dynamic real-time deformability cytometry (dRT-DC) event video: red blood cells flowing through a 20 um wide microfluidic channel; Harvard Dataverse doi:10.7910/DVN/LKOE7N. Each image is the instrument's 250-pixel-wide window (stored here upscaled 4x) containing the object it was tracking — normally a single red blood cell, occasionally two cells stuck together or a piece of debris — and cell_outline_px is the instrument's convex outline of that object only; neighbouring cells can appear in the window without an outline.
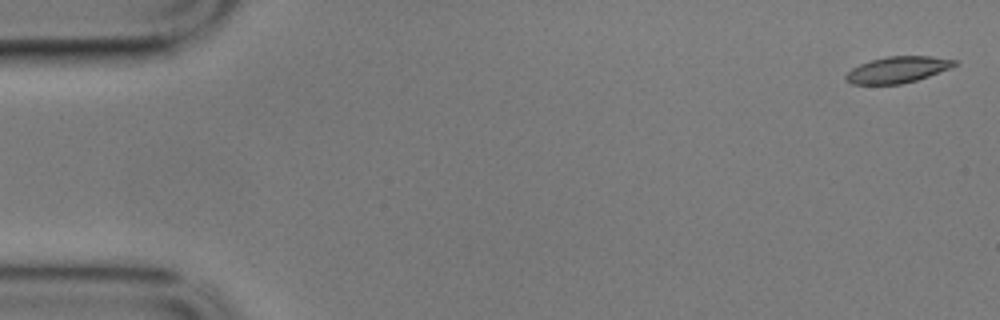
{"species": "common noctule bat (a hibernating species)", "species_latin": "Nyctalus noctula", "temperature_condition": "cold", "stored_images_in_passage": 5, "camera_frame_rate_fps": 3000, "um_per_image_px": 0.085, "animal": {"sex": "male", "body_mass_g": 17.9}, "frame": {"image": 1, "passage_image": 1, "time_ms": 0.0, "image_size_px": [1000, 320], "cell_outline_px": [[956, 64], [948, 68], [928, 76], [916, 80], [900, 84], [852, 84], [844, 76], [852, 68], [860, 64], [872, 60], [888, 56], [932, 56], [956, 60]], "centroid_in_image_um": [76.27, 5.92], "position_along_channel_um": 8.7, "area_um2": 16.3}}
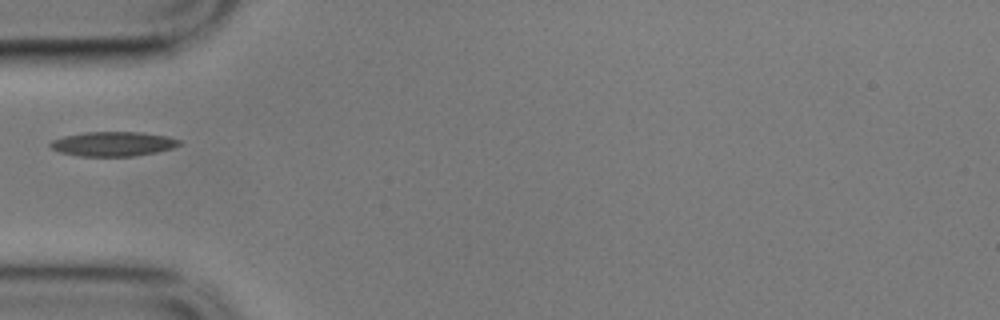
{"frame": {"image": 2, "passage_image": 5, "time_ms": 1.333, "image_size_px": [1000, 320], "cell_outline_px": [[184, 144], [172, 148], [156, 152], [132, 156], [80, 156], [60, 152], [52, 148], [48, 144], [52, 140], [64, 136], [84, 132], [140, 132], [168, 136], [180, 140]], "centroid_in_image_um": [9.63, 12.22], "position_along_channel_um": 75.4, "area_um2": 18.44}}